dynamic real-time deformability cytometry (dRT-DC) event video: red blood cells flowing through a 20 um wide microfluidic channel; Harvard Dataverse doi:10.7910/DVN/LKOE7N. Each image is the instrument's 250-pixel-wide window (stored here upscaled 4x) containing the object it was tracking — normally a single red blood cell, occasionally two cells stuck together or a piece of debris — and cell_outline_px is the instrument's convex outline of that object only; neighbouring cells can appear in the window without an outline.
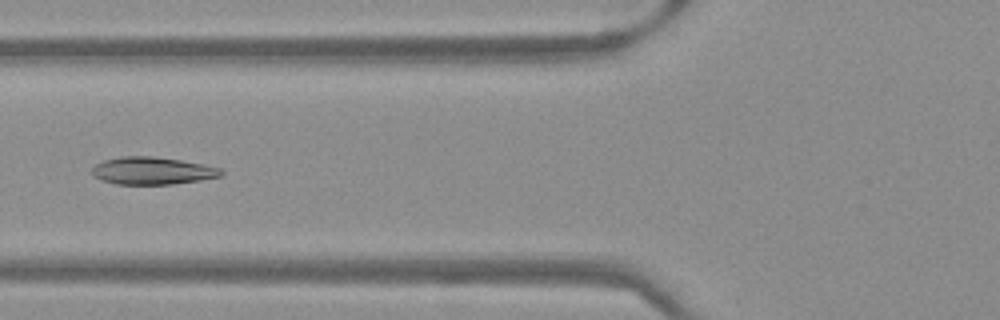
{"species": "Egyptian fruit bat (a non-hibernating species)", "species_latin": "Rousettus aegyptiacus", "temperature_condition": "warm", "stored_images_in_passage": 51, "camera_frame_rate_fps": 3000, "um_per_image_px": 0.085, "frame": {"image": 1, "passage_image": 20, "time_ms": 6.333, "image_size_px": [1000, 320], "cell_outline_px": [[224, 172], [220, 176], [200, 180], [172, 184], [116, 184], [100, 180], [92, 176], [92, 168], [96, 164], [104, 160], [120, 156], [152, 156], [180, 160], [204, 164], [220, 168]], "centroid_in_image_um": [12.92, 14.51], "position_along_channel_um": 112.9, "area_um2": 20.69}}
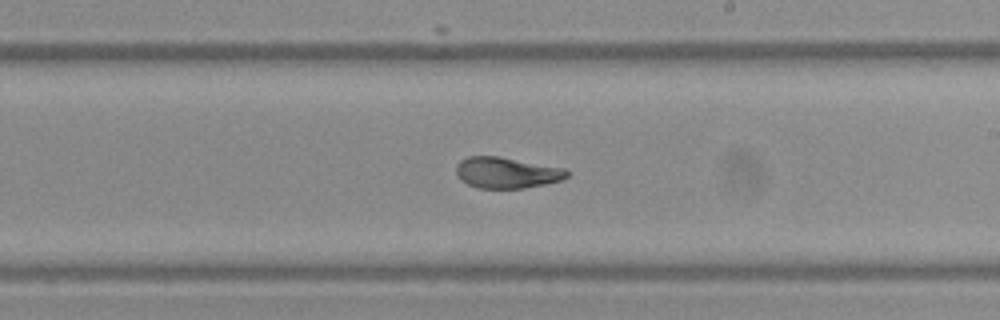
{"frame": {"image": 2, "passage_image": 30, "time_ms": 9.667, "image_size_px": [1000, 320], "cell_outline_px": [[568, 176], [564, 180], [524, 188], [476, 188], [460, 180], [456, 172], [456, 164], [460, 160], [468, 156], [500, 156], [564, 168], [568, 172]], "centroid_in_image_um": [43.05, 14.67], "position_along_channel_um": 246.0, "area_um2": 20.17}}
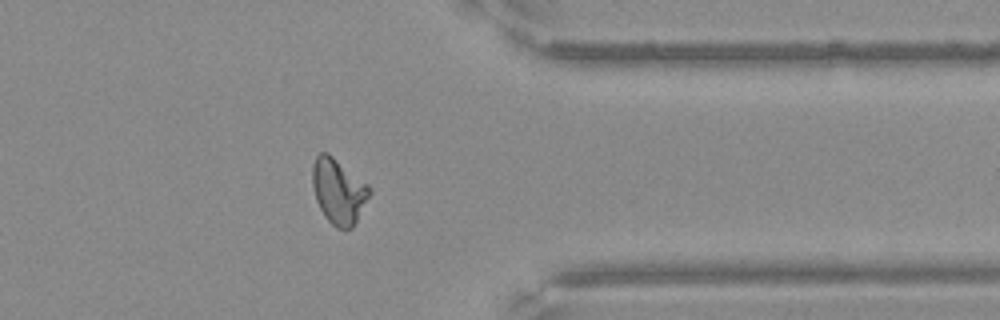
{"frame": {"image": 3, "passage_image": 41, "time_ms": 13.333, "image_size_px": [1000, 320], "cell_outline_px": [[372, 192], [352, 228], [336, 228], [324, 216], [316, 200], [312, 184], [312, 164], [316, 156], [320, 152], [328, 152], [368, 184], [372, 188]], "centroid_in_image_um": [28.77, 16.23], "position_along_channel_um": 382.6, "area_um2": 21.73}}